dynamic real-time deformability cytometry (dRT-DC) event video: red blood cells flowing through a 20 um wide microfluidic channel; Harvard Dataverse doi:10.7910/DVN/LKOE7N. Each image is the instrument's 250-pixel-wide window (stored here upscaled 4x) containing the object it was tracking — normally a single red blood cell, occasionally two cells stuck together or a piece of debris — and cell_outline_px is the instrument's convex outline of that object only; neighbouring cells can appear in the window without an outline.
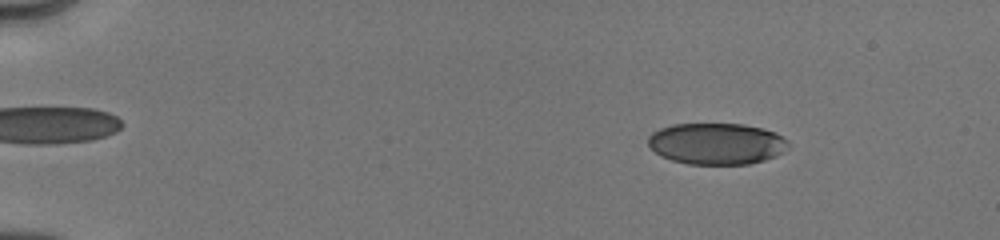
{"species": "human", "species_latin": "Homo sapiens", "temperature_condition": "cold", "stored_images_in_passage": 26, "camera_frame_rate_fps": 3000, "um_per_image_px": 0.085, "donor": {"sex": "male"}, "frame": {"image": 1, "passage_image": 5, "time_ms": 2.333, "image_size_px": [1000, 240], "cell_outline_px": [[788, 148], [784, 152], [776, 156], [764, 160], [748, 164], [688, 164], [672, 160], [660, 156], [648, 144], [648, 136], [652, 132], [660, 128], [672, 124], [744, 124], [776, 132], [788, 140]], "centroid_in_image_um": [60.92, 12.21], "position_along_channel_um": 24.1, "area_um2": 33.99}}
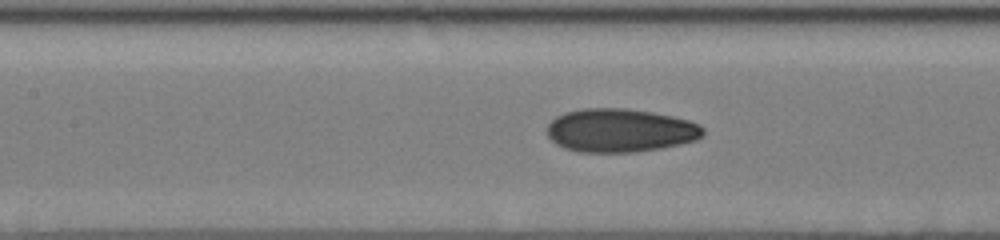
{"frame": {"image": 2, "passage_image": 16, "time_ms": 8.333, "image_size_px": [1000, 240], "cell_outline_px": [[704, 136], [696, 140], [680, 144], [660, 148], [636, 152], [580, 152], [564, 148], [556, 144], [548, 136], [548, 124], [556, 116], [568, 112], [584, 108], [624, 108], [652, 112], [672, 116], [688, 120], [700, 124], [704, 128]], "centroid_in_image_um": [52.74, 11.09], "position_along_channel_um": 154.7, "area_um2": 39.54}}
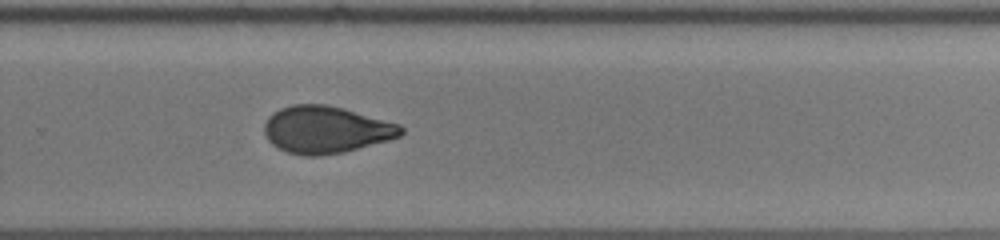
{"frame": {"image": 3, "passage_image": 26, "time_ms": 12.0, "image_size_px": [1000, 240], "cell_outline_px": [[404, 132], [400, 136], [388, 140], [344, 152], [320, 156], [304, 156], [288, 152], [272, 144], [268, 140], [264, 132], [264, 124], [268, 116], [272, 112], [280, 108], [292, 104], [328, 104], [344, 108], [400, 124], [404, 128]], "centroid_in_image_um": [27.7, 11.01], "position_along_channel_um": 302.1, "area_um2": 37.74}}